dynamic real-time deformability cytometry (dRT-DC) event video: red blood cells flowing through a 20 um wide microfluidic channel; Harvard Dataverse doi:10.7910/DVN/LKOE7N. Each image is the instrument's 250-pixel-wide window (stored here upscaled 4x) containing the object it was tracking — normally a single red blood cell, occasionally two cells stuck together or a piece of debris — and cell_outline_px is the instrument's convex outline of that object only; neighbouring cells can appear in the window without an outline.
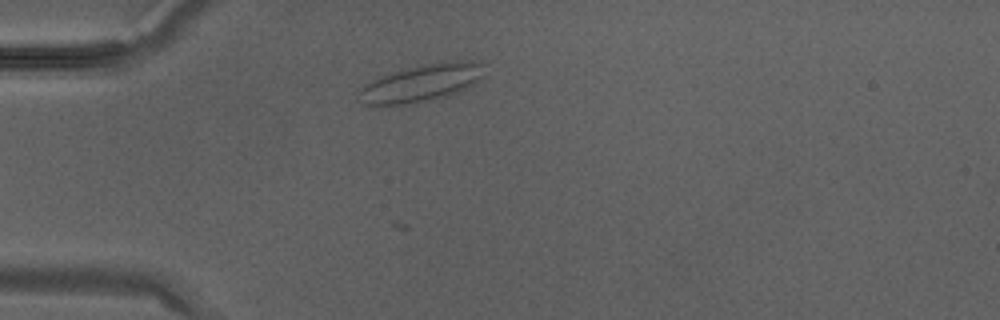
{"species": "Egyptian fruit bat (a non-hibernating species)", "species_latin": "Rousettus aegyptiacus", "temperature_condition": "warm", "stored_images_in_passage": 27, "camera_frame_rate_fps": 3000, "um_per_image_px": 0.085, "animal": {"sex": "male"}, "frame": {"image": 1, "passage_image": 1, "time_ms": 0.0, "image_size_px": [1000, 320], "cell_outline_px": [[484, 64], [480, 76], [476, 84], [456, 92], [444, 96], [412, 104], [364, 104], [356, 96], [364, 84], [380, 76], [420, 64], [440, 60], [472, 60]], "centroid_in_image_um": [35.82, 7.02], "position_along_channel_um": 49.2, "area_um2": 27.28}}
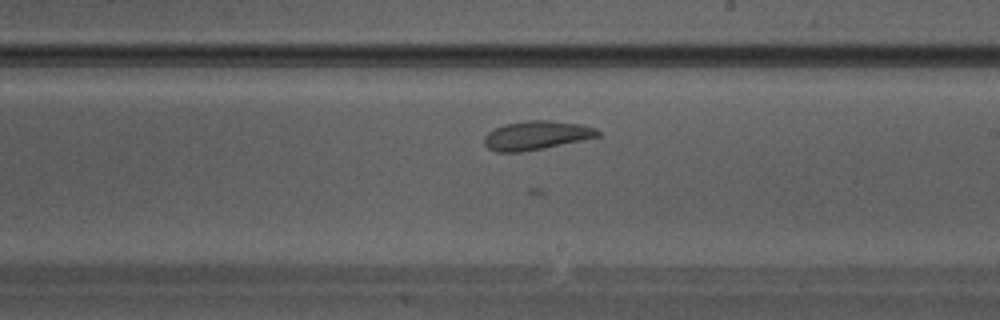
{"frame": {"image": 2, "passage_image": 12, "time_ms": 3.667, "image_size_px": [1000, 320], "cell_outline_px": [[600, 136], [544, 148], [520, 152], [496, 152], [488, 148], [484, 144], [484, 136], [488, 132], [504, 124], [524, 120], [548, 120], [580, 124], [596, 128], [600, 132]], "centroid_in_image_um": [45.57, 11.5], "position_along_channel_um": 243.4, "area_um2": 19.07}}
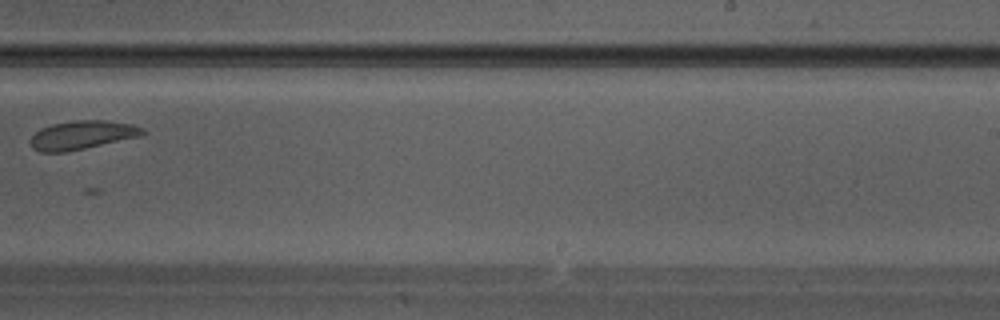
{"frame": {"image": 3, "passage_image": 14, "time_ms": 4.333, "image_size_px": [1000, 320], "cell_outline_px": [[148, 132], [140, 136], [84, 148], [64, 152], [40, 152], [32, 148], [28, 140], [40, 128], [52, 124], [76, 120], [104, 120], [132, 124], [144, 128]], "centroid_in_image_um": [6.96, 11.47], "position_along_channel_um": 282.0, "area_um2": 18.73}}